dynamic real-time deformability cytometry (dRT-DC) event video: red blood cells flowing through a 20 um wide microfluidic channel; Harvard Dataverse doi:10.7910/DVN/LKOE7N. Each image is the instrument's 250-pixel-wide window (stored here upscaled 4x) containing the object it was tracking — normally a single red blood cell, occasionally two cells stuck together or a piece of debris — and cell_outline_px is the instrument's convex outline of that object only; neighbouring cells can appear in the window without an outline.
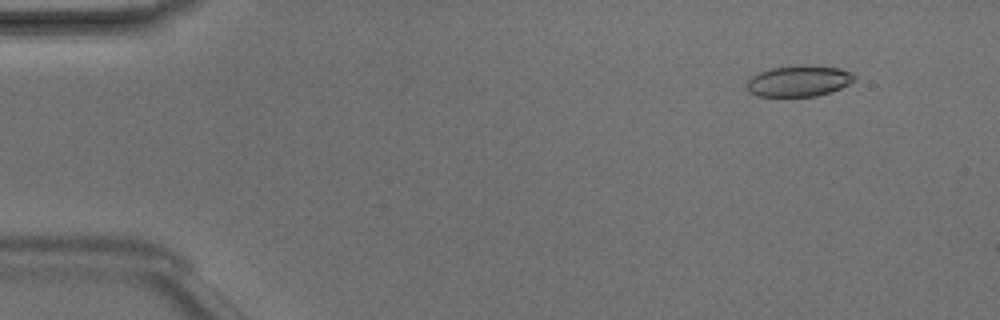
{"species": "Egyptian fruit bat (a non-hibernating species)", "species_latin": "Rousettus aegyptiacus", "temperature_condition": "room temperature", "stored_images_in_passage": 49, "camera_frame_rate_fps": 3000, "um_per_image_px": 0.085, "animal": {"sex": "male"}, "frame": {"image": 1, "passage_image": 5, "time_ms": 1.333, "image_size_px": [1000, 320], "cell_outline_px": [[856, 80], [840, 88], [816, 96], [756, 96], [748, 92], [748, 80], [752, 76], [768, 68], [796, 64], [812, 64], [840, 68], [852, 72], [856, 76]], "centroid_in_image_um": [67.92, 6.85], "position_along_channel_um": 17.1, "area_um2": 19.83}}
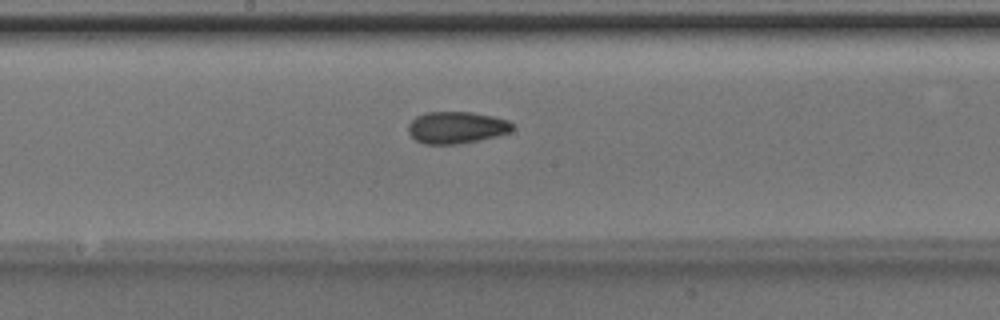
{"frame": {"image": 2, "passage_image": 26, "time_ms": 8.333, "image_size_px": [1000, 320], "cell_outline_px": [[512, 128], [508, 132], [496, 136], [460, 144], [424, 144], [416, 140], [408, 132], [408, 124], [416, 116], [424, 112], [472, 112], [492, 116], [508, 120], [512, 124]], "centroid_in_image_um": [38.76, 10.83], "position_along_channel_um": 209.4, "area_um2": 19.31}}
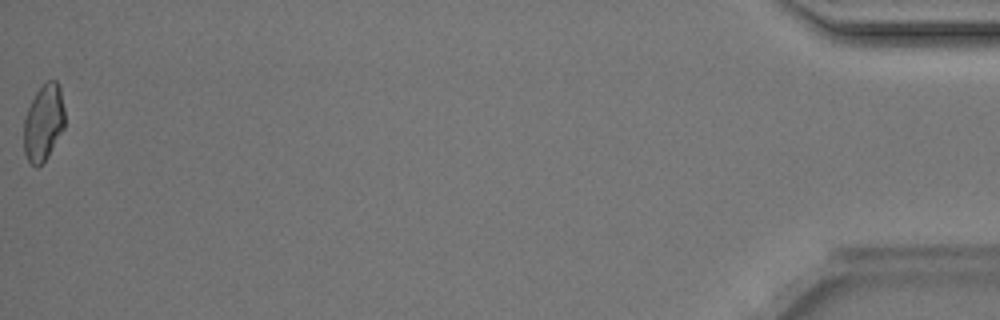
{"frame": {"image": 3, "passage_image": 49, "time_ms": 16.0, "image_size_px": [1000, 320], "cell_outline_px": [[64, 128], [48, 156], [36, 168], [28, 160], [24, 152], [24, 120], [28, 108], [36, 92], [48, 80], [56, 80], [60, 88], [64, 108]], "centroid_in_image_um": [3.7, 10.42], "position_along_channel_um": 431.5, "area_um2": 18.03}, "authors_computed_cell_mechanics": {"area_um2": 19.1318, "velocity_mm_per_s": 4.1853, "shape_relaxation_time_tau1_ms": 7.3802, "shape_relaxation_time_tau2_ms": 2.8373, "deformation_change_tau1": 0.1537, "deformation_change_tau2": 0.0689}}